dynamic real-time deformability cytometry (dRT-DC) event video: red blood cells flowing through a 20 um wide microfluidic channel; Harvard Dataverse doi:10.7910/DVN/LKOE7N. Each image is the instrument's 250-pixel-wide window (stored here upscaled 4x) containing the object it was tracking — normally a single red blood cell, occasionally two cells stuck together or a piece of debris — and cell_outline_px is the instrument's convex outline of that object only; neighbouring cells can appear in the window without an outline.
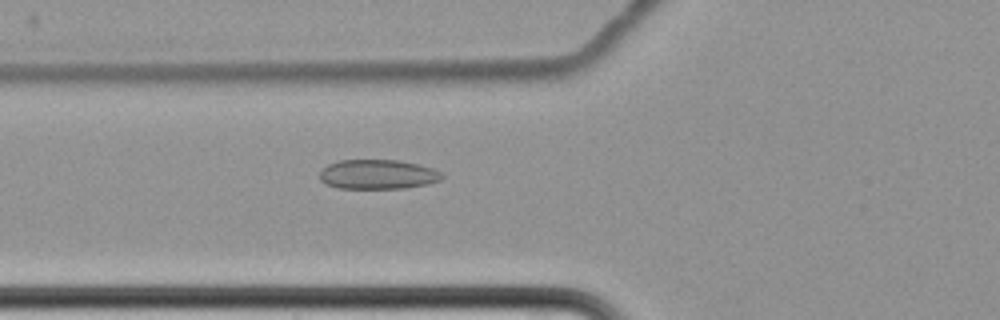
{"species": "common noctule bat (a hibernating species)", "species_latin": "Nyctalus noctula", "temperature_condition": "cold", "stored_images_in_passage": 7, "camera_frame_rate_fps": 3000, "um_per_image_px": 0.085, "animal": {"sex": "female", "body_mass_g": 22.7, "forearm_length_mm": 54.2}, "frame": {"image": 1, "passage_image": 7, "time_ms": 8.333, "image_size_px": [1000, 320], "cell_outline_px": [[444, 176], [440, 180], [428, 184], [404, 188], [336, 188], [324, 184], [320, 180], [320, 172], [328, 164], [340, 160], [400, 160], [432, 168], [444, 172]], "centroid_in_image_um": [32.12, 14.82], "position_along_channel_um": 93.7, "area_um2": 21.15}}